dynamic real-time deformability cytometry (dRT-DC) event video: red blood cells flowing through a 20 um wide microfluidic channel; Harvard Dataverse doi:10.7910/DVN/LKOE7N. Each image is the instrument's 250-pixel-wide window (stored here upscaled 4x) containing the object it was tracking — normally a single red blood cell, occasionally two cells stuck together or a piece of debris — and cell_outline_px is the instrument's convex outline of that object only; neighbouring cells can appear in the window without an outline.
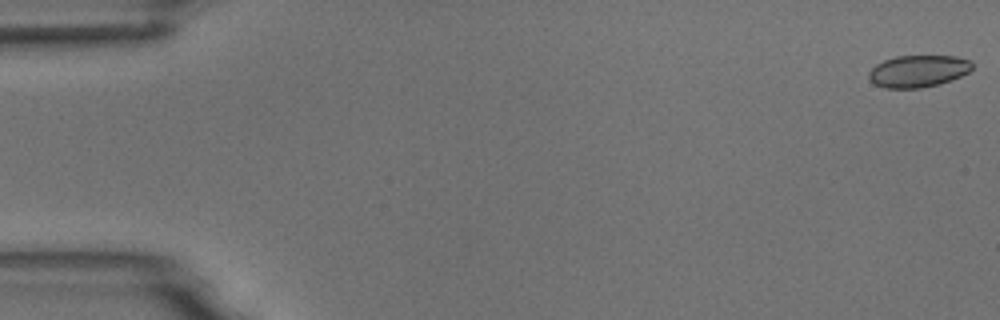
{"species": "common noctule bat (a hibernating species)", "species_latin": "Nyctalus noctula", "temperature_condition": "room temperature", "stored_images_in_passage": 54, "camera_frame_rate_fps": 3000, "um_per_image_px": 0.085, "animal": {"sex": "male", "body_mass_g": 18.8}, "frame": {"image": 1, "passage_image": 1, "time_ms": 0.0, "image_size_px": [1000, 320], "cell_outline_px": [[972, 68], [968, 72], [960, 76], [940, 84], [920, 88], [884, 88], [872, 84], [868, 76], [868, 72], [876, 64], [884, 60], [896, 56], [956, 56], [972, 60]], "centroid_in_image_um": [78.02, 6.05], "position_along_channel_um": 7.0, "area_um2": 19.42}}
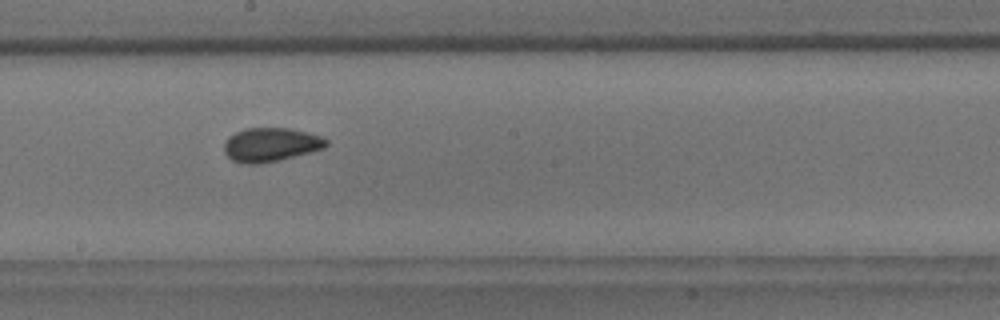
{"frame": {"image": 2, "passage_image": 30, "time_ms": 9.667, "image_size_px": [1000, 320], "cell_outline_px": [[328, 144], [324, 148], [280, 160], [260, 164], [244, 164], [232, 160], [224, 152], [224, 144], [228, 136], [244, 128], [288, 128], [308, 132], [320, 136], [328, 140]], "centroid_in_image_um": [23.0, 12.3], "position_along_channel_um": 225.2, "area_um2": 20.23}}
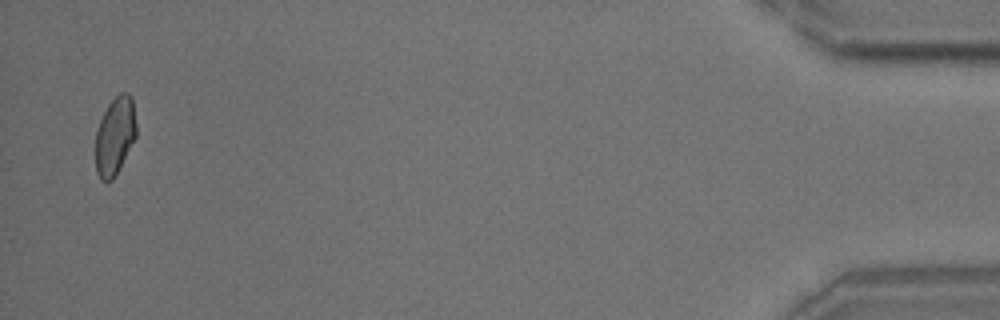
{"frame": {"image": 3, "passage_image": 53, "time_ms": 17.333, "image_size_px": [1000, 320], "cell_outline_px": [[136, 136], [112, 180], [100, 180], [96, 172], [96, 128], [108, 104], [120, 92], [128, 92], [132, 96], [136, 124]], "centroid_in_image_um": [9.76, 11.51], "position_along_channel_um": 425.4, "area_um2": 18.32}, "authors_computed_cell_mechanics": {"area_um2": 19.6231, "velocity_mm_per_s": 3.7385, "shape_relaxation_time_tau1_ms": 6.0978, "shape_relaxation_time_tau2_ms": 1.659, "deformation_change_tau1": 0.0805, "deformation_change_tau2": 0.0594}}